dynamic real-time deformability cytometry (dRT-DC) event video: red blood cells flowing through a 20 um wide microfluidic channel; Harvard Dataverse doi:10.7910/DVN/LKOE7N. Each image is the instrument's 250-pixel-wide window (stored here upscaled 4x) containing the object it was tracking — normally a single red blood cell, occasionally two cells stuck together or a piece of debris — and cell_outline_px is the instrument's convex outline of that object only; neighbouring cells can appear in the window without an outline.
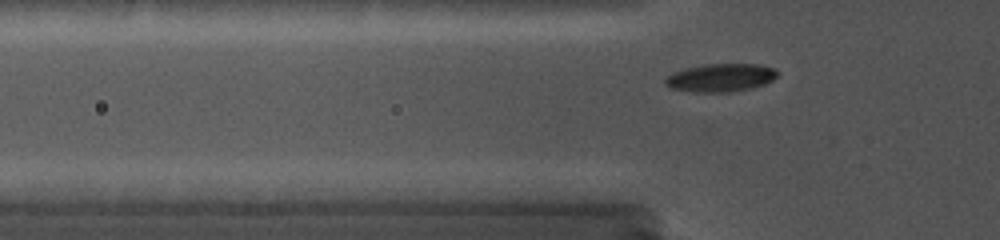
{"species": "common noctule bat (a hibernating species)", "species_latin": "Nyctalus noctula", "temperature_condition": "cold", "stored_images_in_passage": 55, "camera_frame_rate_fps": 5000, "um_per_image_px": 0.085, "animal": {"sex": "female", "body_mass_g": 19.0, "forearm_length_mm": 56.7}, "frame": {"image": 1, "passage_image": 11, "time_ms": 2.2, "image_size_px": [1000, 240], "cell_outline_px": [[780, 72], [772, 80], [764, 84], [752, 88], [728, 92], [692, 92], [672, 88], [664, 84], [664, 80], [672, 72], [684, 68], [704, 64], [760, 64], [772, 68]], "centroid_in_image_um": [61.24, 6.6], "position_along_channel_um": 64.6, "area_um2": 18.44}}
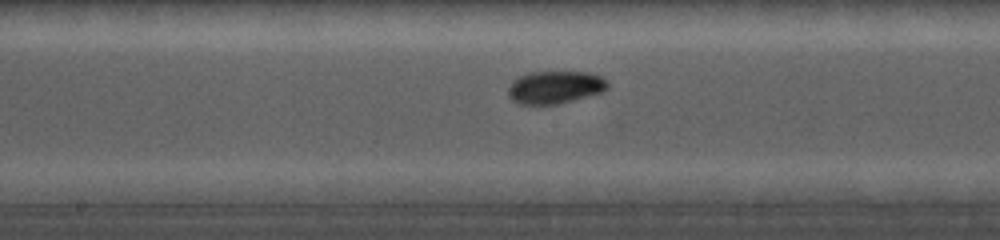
{"frame": {"image": 2, "passage_image": 31, "time_ms": 5.8, "image_size_px": [1000, 240], "cell_outline_px": [[608, 88], [604, 92], [556, 104], [520, 104], [512, 100], [508, 96], [508, 88], [512, 80], [520, 76], [532, 72], [588, 72], [600, 76], [608, 84]], "centroid_in_image_um": [47.16, 7.42], "position_along_channel_um": 201.0, "area_um2": 18.84}}
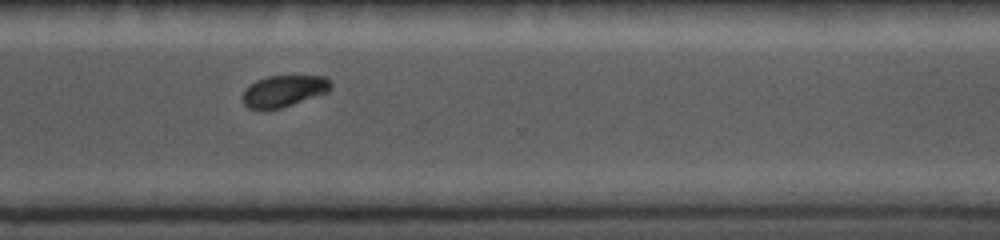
{"frame": {"image": 3, "passage_image": 52, "time_ms": 9.6, "image_size_px": [1000, 240], "cell_outline_px": [[332, 88], [328, 92], [268, 112], [260, 112], [248, 108], [244, 104], [244, 88], [248, 84], [256, 80], [268, 76], [324, 76], [332, 80]], "centroid_in_image_um": [24.1, 7.76], "position_along_channel_um": 346.5, "area_um2": 16.65}}